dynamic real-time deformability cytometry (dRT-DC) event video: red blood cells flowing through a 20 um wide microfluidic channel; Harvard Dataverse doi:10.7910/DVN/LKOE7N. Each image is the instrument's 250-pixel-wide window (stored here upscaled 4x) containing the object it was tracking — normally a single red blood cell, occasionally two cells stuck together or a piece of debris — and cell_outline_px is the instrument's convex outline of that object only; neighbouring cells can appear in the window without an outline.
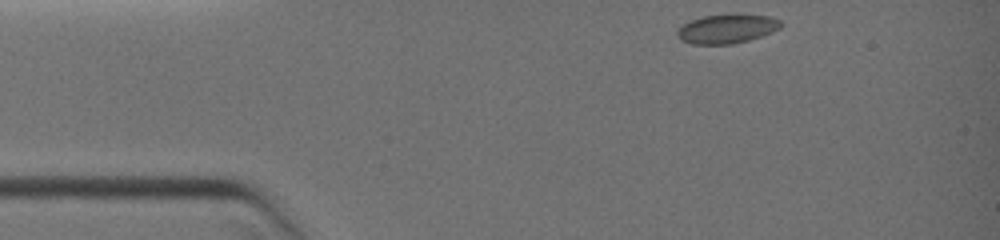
{"species": "common noctule bat (a hibernating species)", "species_latin": "Nyctalus noctula", "temperature_condition": "warm", "stored_images_in_passage": 7, "camera_frame_rate_fps": 3000, "um_per_image_px": 0.085, "animal": {"sex": "female", "body_mass_g": 19.0, "forearm_length_mm": 51.5}, "frame": {"image": 1, "passage_image": 1, "time_ms": 0.0, "image_size_px": [1000, 240], "cell_outline_px": [[784, 24], [780, 28], [772, 32], [748, 40], [732, 44], [692, 44], [680, 40], [676, 36], [676, 32], [688, 20], [704, 16], [732, 12], [740, 12], [768, 16], [780, 20]], "centroid_in_image_um": [61.8, 2.41], "position_along_channel_um": 23.2, "area_um2": 18.15}}
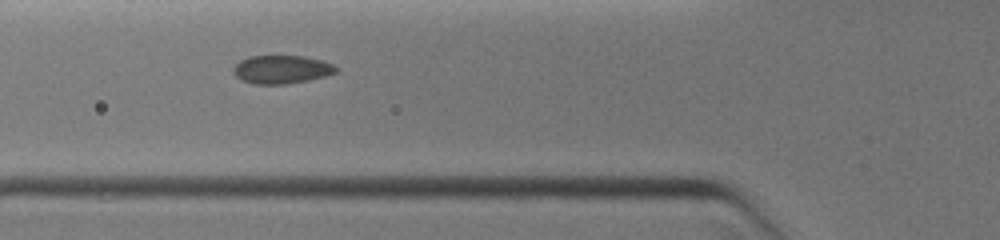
{"frame": {"image": 2, "passage_image": 5, "time_ms": 3.0, "image_size_px": [1000, 240], "cell_outline_px": [[336, 72], [324, 76], [308, 80], [284, 84], [252, 84], [240, 80], [232, 72], [232, 68], [240, 60], [248, 56], [304, 56], [320, 60], [332, 64], [336, 68]], "centroid_in_image_um": [23.86, 5.9], "position_along_channel_um": 101.9, "area_um2": 16.88}}
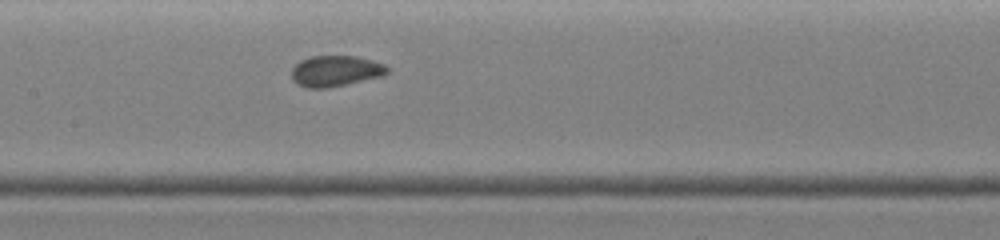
{"frame": {"image": 3, "passage_image": 7, "time_ms": 4.667, "image_size_px": [1000, 240], "cell_outline_px": [[388, 72], [384, 76], [328, 88], [308, 88], [296, 84], [292, 80], [292, 68], [300, 60], [312, 56], [356, 56], [372, 60], [384, 64], [388, 68]], "centroid_in_image_um": [28.52, 6.04], "position_along_channel_um": 178.9, "area_um2": 17.34}}